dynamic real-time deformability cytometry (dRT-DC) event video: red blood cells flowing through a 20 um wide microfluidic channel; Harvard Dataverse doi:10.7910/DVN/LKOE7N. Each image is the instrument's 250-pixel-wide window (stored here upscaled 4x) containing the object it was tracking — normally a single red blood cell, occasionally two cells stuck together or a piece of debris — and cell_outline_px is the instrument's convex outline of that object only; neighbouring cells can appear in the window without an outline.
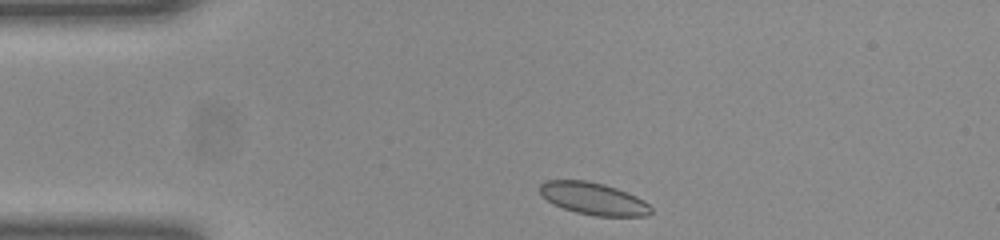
{"species": "common noctule bat (a hibernating species)", "species_latin": "Nyctalus noctula", "temperature_condition": "room temperature", "stored_images_in_passage": 33, "camera_frame_rate_fps": 3000, "um_per_image_px": 0.085, "animal": {"sex": "female", "body_mass_g": 23.0, "forearm_length_mm": 53.4}, "frame": {"image": 1, "passage_image": 1, "time_ms": 0.0, "image_size_px": [1000, 240], "cell_outline_px": [[652, 212], [644, 216], [596, 216], [576, 212], [552, 204], [540, 192], [540, 184], [548, 180], [584, 180], [604, 184], [616, 188], [636, 196], [648, 204], [652, 208]], "centroid_in_image_um": [50.44, 16.88], "position_along_channel_um": 34.6, "area_um2": 20.63}}
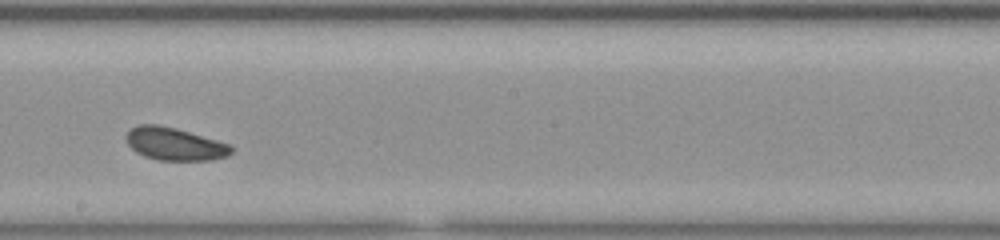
{"frame": {"image": 2, "passage_image": 19, "time_ms": 6.0, "image_size_px": [1000, 240], "cell_outline_px": [[232, 152], [228, 156], [212, 160], [156, 160], [144, 156], [136, 152], [128, 144], [128, 132], [132, 128], [140, 124], [156, 124], [188, 132], [228, 144], [232, 148]], "centroid_in_image_um": [14.84, 12.26], "position_along_channel_um": 233.4, "area_um2": 19.54}}
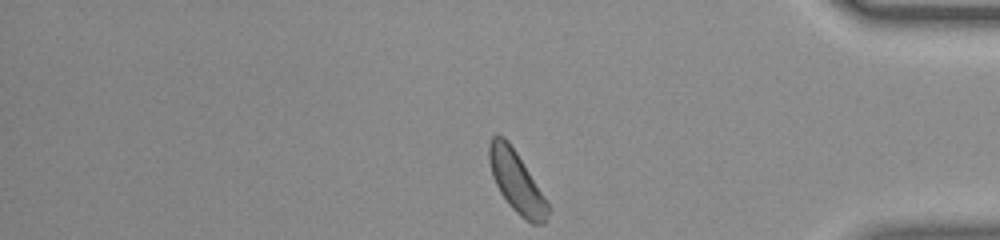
{"frame": {"image": 3, "passage_image": 33, "time_ms": 10.667, "image_size_px": [1000, 240], "cell_outline_px": [[552, 208], [544, 224], [532, 224], [520, 216], [508, 204], [500, 192], [492, 176], [488, 160], [488, 144], [492, 136], [504, 136], [508, 140], [516, 152]], "centroid_in_image_um": [43.91, 15.48], "position_along_channel_um": 391.3, "area_um2": 21.04}, "authors_computed_cell_mechanics": {"area_um2": 20.4034, "velocity_mm_per_s": 3.9611, "shape_relaxation_time_tau1_ms": 1.6205, "shape_relaxation_time_tau2_ms": 4.8559, "deformation_change_tau1": 0.0509, "deformation_change_tau2": 0.0997}}